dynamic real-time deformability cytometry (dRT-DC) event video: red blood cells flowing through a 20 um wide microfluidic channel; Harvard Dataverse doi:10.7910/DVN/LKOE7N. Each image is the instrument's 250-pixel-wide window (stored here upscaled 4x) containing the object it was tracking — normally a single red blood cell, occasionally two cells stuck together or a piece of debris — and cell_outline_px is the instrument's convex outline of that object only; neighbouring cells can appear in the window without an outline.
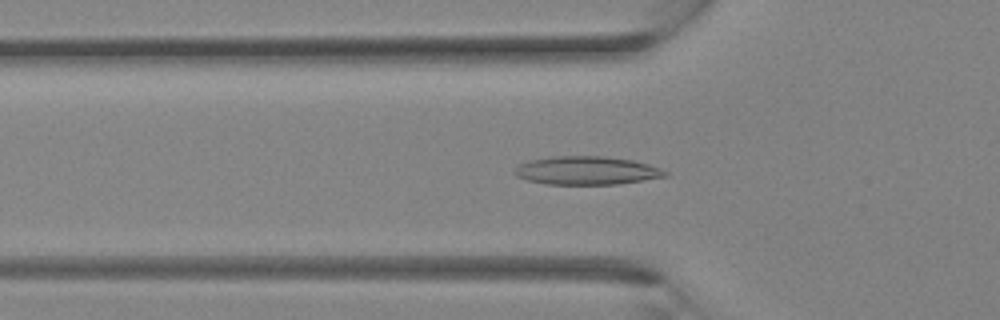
{"species": "Egyptian fruit bat (a non-hibernating species)", "species_latin": "Rousettus aegyptiacus", "temperature_condition": "room temperature", "stored_images_in_passage": 35, "camera_frame_rate_fps": 3000, "um_per_image_px": 0.085, "animal": {"sex": "female"}, "frame": {"image": 1, "passage_image": 12, "time_ms": 3.667, "image_size_px": [1000, 320], "cell_outline_px": [[668, 176], [616, 184], [544, 184], [528, 180], [516, 176], [512, 172], [520, 164], [532, 160], [552, 156], [604, 156], [632, 160], [648, 164], [660, 168], [668, 172]], "centroid_in_image_um": [49.86, 14.49], "position_along_channel_um": 75.9, "area_um2": 24.74}}
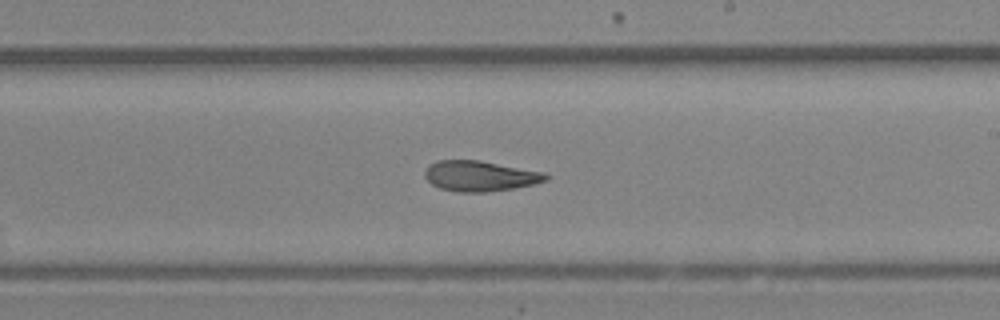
{"frame": {"image": 2, "passage_image": 21, "time_ms": 6.667, "image_size_px": [1000, 320], "cell_outline_px": [[548, 180], [532, 184], [512, 188], [488, 192], [456, 192], [440, 188], [432, 184], [424, 176], [424, 172], [428, 164], [436, 160], [480, 160], [544, 172], [548, 176]], "centroid_in_image_um": [40.76, 14.95], "position_along_channel_um": 248.2, "area_um2": 21.5}}
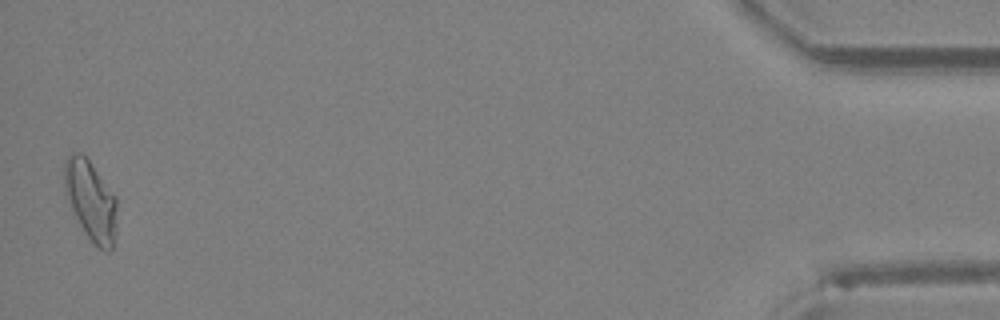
{"frame": {"image": 3, "passage_image": 35, "time_ms": 11.333, "image_size_px": [1000, 320], "cell_outline_px": [[116, 232], [112, 248], [108, 252], [100, 248], [84, 232], [64, 192], [64, 160], [72, 152], [80, 152], [88, 160], [116, 196]], "centroid_in_image_um": [7.71, 17.02], "position_along_channel_um": 427.5, "area_um2": 24.16}}